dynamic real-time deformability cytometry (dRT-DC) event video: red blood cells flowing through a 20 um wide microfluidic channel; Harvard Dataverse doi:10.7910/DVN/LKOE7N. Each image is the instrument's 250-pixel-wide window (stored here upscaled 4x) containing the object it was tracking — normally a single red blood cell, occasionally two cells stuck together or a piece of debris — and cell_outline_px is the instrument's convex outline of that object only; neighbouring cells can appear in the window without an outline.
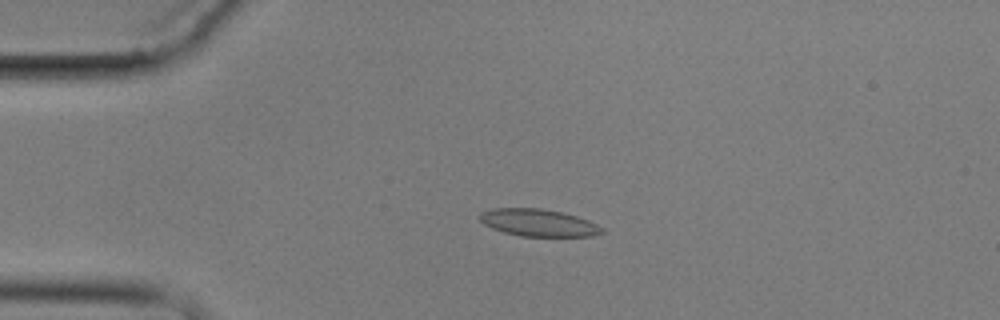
{"species": "common noctule bat (a hibernating species)", "species_latin": "Nyctalus noctula", "temperature_condition": "cold", "stored_images_in_passage": 5, "camera_frame_rate_fps": 3000, "um_per_image_px": 0.085, "animal": {"sex": "male", "body_mass_g": 17.9}, "frame": {"image": 1, "passage_image": 4, "time_ms": 3.667, "image_size_px": [1000, 320], "cell_outline_px": [[604, 232], [592, 236], [520, 236], [504, 232], [492, 228], [484, 224], [480, 220], [480, 212], [492, 208], [540, 208], [560, 212], [576, 216], [588, 220], [604, 228]], "centroid_in_image_um": [45.75, 18.93], "position_along_channel_um": 39.2, "area_um2": 19.31}}